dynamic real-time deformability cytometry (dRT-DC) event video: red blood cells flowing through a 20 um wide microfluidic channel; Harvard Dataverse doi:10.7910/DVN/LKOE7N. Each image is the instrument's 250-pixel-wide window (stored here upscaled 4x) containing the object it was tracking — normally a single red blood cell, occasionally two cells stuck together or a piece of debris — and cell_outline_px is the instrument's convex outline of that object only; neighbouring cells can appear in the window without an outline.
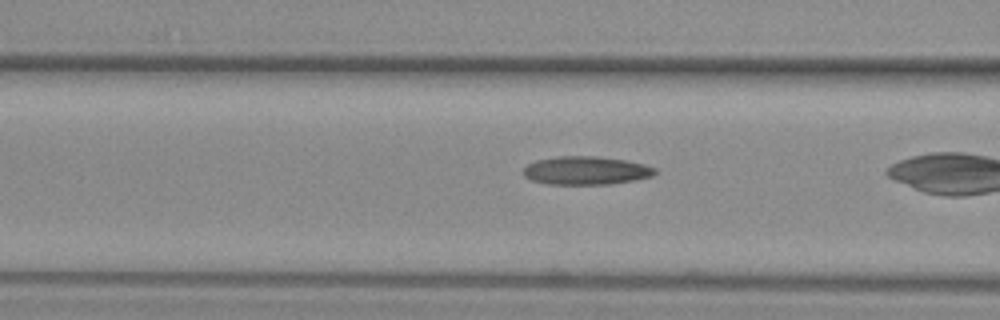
{"species": "common noctule bat (a hibernating species)", "species_latin": "Nyctalus noctula", "temperature_condition": "warm", "stored_images_in_passage": 20, "camera_frame_rate_fps": 3000, "um_per_image_px": 0.085, "animal": {"sex": "female", "body_mass_g": 29.2, "forearm_length_mm": 56.3}, "frame": {"image": 1, "passage_image": 6, "time_ms": 1.667, "image_size_px": [1000, 320], "cell_outline_px": [[656, 172], [652, 176], [612, 184], [548, 184], [532, 180], [524, 176], [524, 168], [528, 164], [536, 160], [556, 156], [596, 156], [624, 160], [644, 164], [656, 168]], "centroid_in_image_um": [49.8, 14.49], "position_along_channel_um": 116.8, "area_um2": 21.62}}
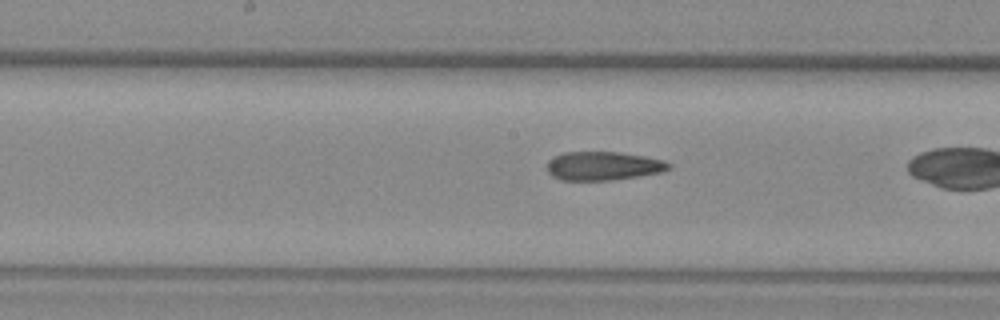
{"frame": {"image": 2, "passage_image": 12, "time_ms": 3.667, "image_size_px": [1000, 320], "cell_outline_px": [[672, 164], [664, 172], [640, 176], [612, 180], [560, 180], [552, 176], [548, 172], [548, 160], [564, 152], [616, 152], [644, 156], [664, 160]], "centroid_in_image_um": [51.29, 14.11], "position_along_channel_um": 196.9, "area_um2": 20.35}}
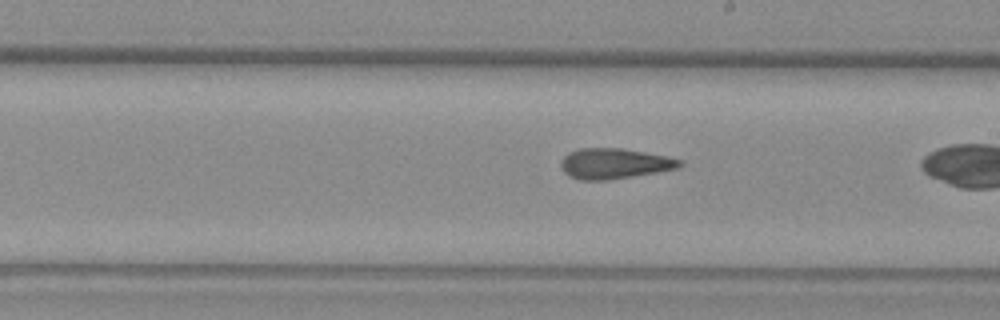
{"frame": {"image": 3, "passage_image": 15, "time_ms": 4.667, "image_size_px": [1000, 320], "cell_outline_px": [[684, 164], [680, 168], [608, 180], [580, 180], [568, 176], [560, 168], [560, 160], [568, 152], [580, 148], [620, 148], [668, 156], [680, 160]], "centroid_in_image_um": [52.19, 13.9], "position_along_channel_um": 236.8, "area_um2": 21.21}}